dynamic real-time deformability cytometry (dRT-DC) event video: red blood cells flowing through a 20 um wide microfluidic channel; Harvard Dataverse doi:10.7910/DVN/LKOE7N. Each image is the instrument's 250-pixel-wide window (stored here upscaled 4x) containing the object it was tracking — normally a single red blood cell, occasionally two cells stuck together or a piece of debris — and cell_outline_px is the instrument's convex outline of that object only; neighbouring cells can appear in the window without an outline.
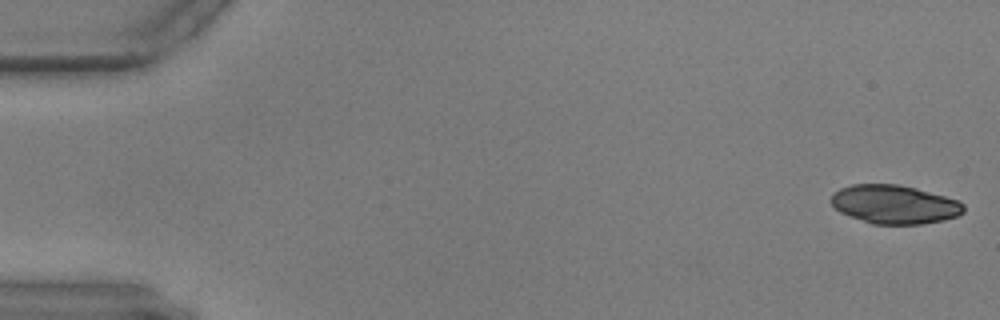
{"species": "common noctule bat (a hibernating species)", "species_latin": "Nyctalus noctula", "temperature_condition": "warm", "stored_images_in_passage": 15, "camera_frame_rate_fps": 3000, "um_per_image_px": 0.085, "animal": {"sex": "male", "body_mass_g": 17.9, "forearm_length_mm": 54.2}, "frame": {"image": 1, "passage_image": 1, "time_ms": 0.0, "image_size_px": [1000, 320], "cell_outline_px": [[964, 212], [956, 216], [944, 220], [920, 224], [872, 224], [840, 212], [828, 200], [840, 188], [852, 184], [896, 184], [916, 188], [960, 200], [964, 204]], "centroid_in_image_um": [76.04, 17.37], "position_along_channel_um": 9.0, "area_um2": 29.88}}
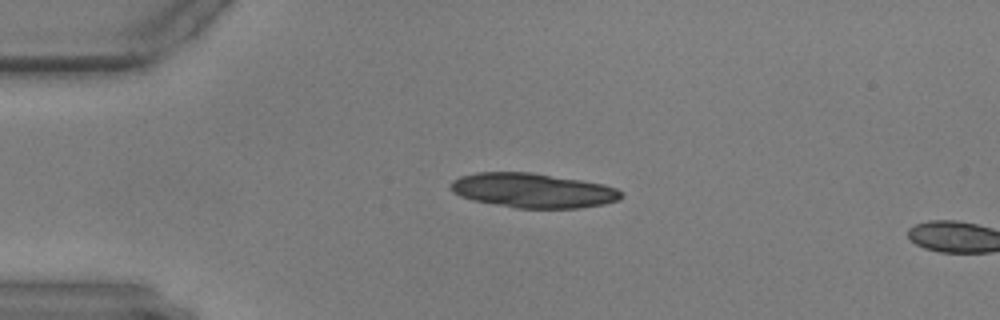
{"frame": {"image": 2, "passage_image": 13, "time_ms": 4.0, "image_size_px": [1000, 320], "cell_outline_px": [[624, 196], [620, 200], [604, 204], [580, 208], [516, 208], [472, 200], [460, 196], [452, 192], [448, 188], [452, 180], [460, 176], [476, 172], [532, 172], [604, 184], [616, 188]], "centroid_in_image_um": [45.27, 16.19], "position_along_channel_um": 39.7, "area_um2": 34.56}}